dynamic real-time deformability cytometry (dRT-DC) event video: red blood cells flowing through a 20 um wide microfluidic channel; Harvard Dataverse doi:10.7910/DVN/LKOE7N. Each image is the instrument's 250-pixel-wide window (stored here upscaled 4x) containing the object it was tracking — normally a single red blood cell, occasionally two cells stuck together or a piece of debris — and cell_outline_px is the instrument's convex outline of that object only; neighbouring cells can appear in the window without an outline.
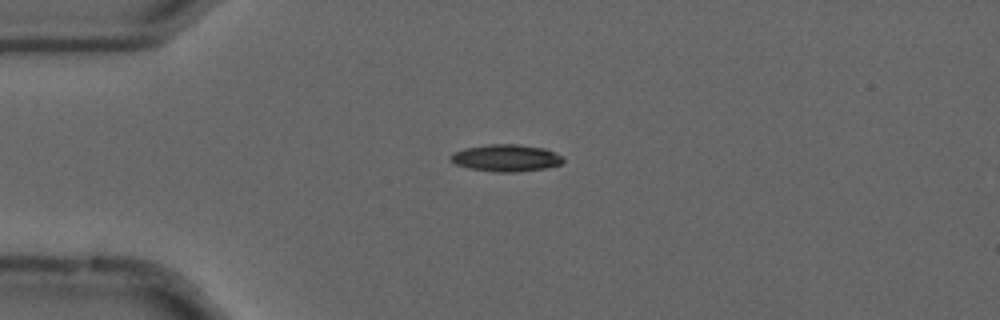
{"species": "common noctule bat (a hibernating species)", "species_latin": "Nyctalus noctula", "temperature_condition": "cold", "stored_images_in_passage": 53, "camera_frame_rate_fps": 3000, "um_per_image_px": 0.085, "animal": {"sex": "male", "forearm_length_mm": 52.5}, "frame": {"image": 1, "passage_image": 11, "time_ms": 3.333, "image_size_px": [1000, 320], "cell_outline_px": [[564, 160], [560, 164], [544, 168], [516, 172], [496, 172], [468, 168], [456, 164], [448, 156], [452, 152], [464, 148], [488, 144], [516, 144], [544, 148], [564, 156]], "centroid_in_image_um": [42.99, 13.42], "position_along_channel_um": 42.0, "area_um2": 17.74}}
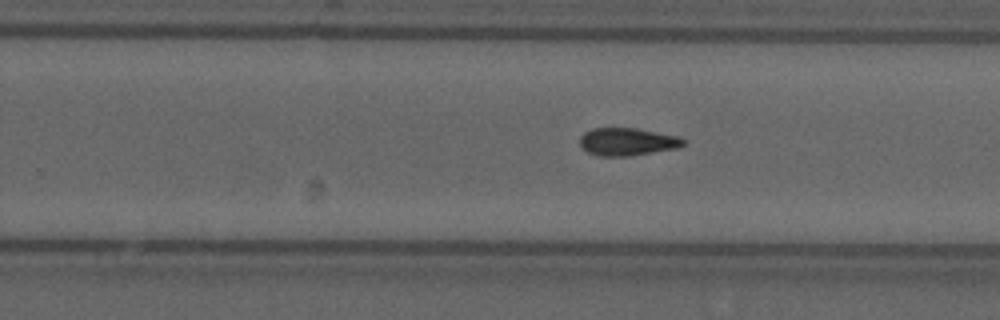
{"frame": {"image": 2, "passage_image": 32, "time_ms": 10.333, "image_size_px": [1000, 320], "cell_outline_px": [[684, 144], [680, 148], [628, 156], [596, 156], [588, 152], [580, 144], [580, 136], [584, 132], [592, 128], [636, 128], [680, 136], [684, 140]], "centroid_in_image_um": [53.33, 12.04], "position_along_channel_um": 276.5, "area_um2": 16.82}}
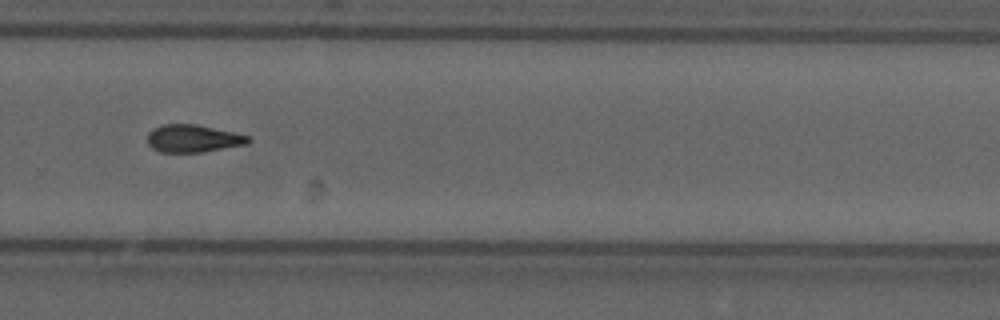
{"frame": {"image": 3, "passage_image": 35, "time_ms": 11.333, "image_size_px": [1000, 320], "cell_outline_px": [[252, 140], [248, 144], [204, 152], [160, 152], [152, 148], [148, 144], [148, 132], [152, 128], [160, 124], [196, 124], [252, 136]], "centroid_in_image_um": [16.43, 11.77], "position_along_channel_um": 313.4, "area_um2": 16.47}}